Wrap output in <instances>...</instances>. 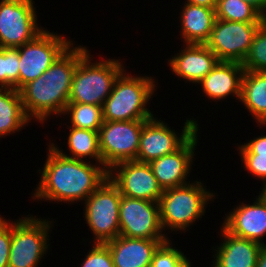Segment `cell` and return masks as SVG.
I'll return each mask as SVG.
<instances>
[{
  "mask_svg": "<svg viewBox=\"0 0 266 267\" xmlns=\"http://www.w3.org/2000/svg\"><path fill=\"white\" fill-rule=\"evenodd\" d=\"M34 198L59 202L86 200L107 178L109 170L60 154L51 144Z\"/></svg>",
  "mask_w": 266,
  "mask_h": 267,
  "instance_id": "cell-1",
  "label": "cell"
},
{
  "mask_svg": "<svg viewBox=\"0 0 266 267\" xmlns=\"http://www.w3.org/2000/svg\"><path fill=\"white\" fill-rule=\"evenodd\" d=\"M78 62L79 46L74 48L72 43L41 76L19 90L25 113L30 119L34 117L44 122L51 113H64Z\"/></svg>",
  "mask_w": 266,
  "mask_h": 267,
  "instance_id": "cell-2",
  "label": "cell"
},
{
  "mask_svg": "<svg viewBox=\"0 0 266 267\" xmlns=\"http://www.w3.org/2000/svg\"><path fill=\"white\" fill-rule=\"evenodd\" d=\"M88 53L87 48L79 46V62L73 73L68 103L103 106L124 66L115 59L91 63Z\"/></svg>",
  "mask_w": 266,
  "mask_h": 267,
  "instance_id": "cell-3",
  "label": "cell"
},
{
  "mask_svg": "<svg viewBox=\"0 0 266 267\" xmlns=\"http://www.w3.org/2000/svg\"><path fill=\"white\" fill-rule=\"evenodd\" d=\"M123 70L116 78L109 97L102 106L104 121L148 120L153 114L145 108L156 90L148 76L133 77Z\"/></svg>",
  "mask_w": 266,
  "mask_h": 267,
  "instance_id": "cell-4",
  "label": "cell"
},
{
  "mask_svg": "<svg viewBox=\"0 0 266 267\" xmlns=\"http://www.w3.org/2000/svg\"><path fill=\"white\" fill-rule=\"evenodd\" d=\"M212 197L213 193L199 181L165 189L158 202L162 229L185 230L196 219L202 218Z\"/></svg>",
  "mask_w": 266,
  "mask_h": 267,
  "instance_id": "cell-5",
  "label": "cell"
},
{
  "mask_svg": "<svg viewBox=\"0 0 266 267\" xmlns=\"http://www.w3.org/2000/svg\"><path fill=\"white\" fill-rule=\"evenodd\" d=\"M118 187L107 178L86 200L85 219L95 235V243H105L119 236Z\"/></svg>",
  "mask_w": 266,
  "mask_h": 267,
  "instance_id": "cell-6",
  "label": "cell"
},
{
  "mask_svg": "<svg viewBox=\"0 0 266 267\" xmlns=\"http://www.w3.org/2000/svg\"><path fill=\"white\" fill-rule=\"evenodd\" d=\"M50 222L30 216L12 223L8 267H38L48 250Z\"/></svg>",
  "mask_w": 266,
  "mask_h": 267,
  "instance_id": "cell-7",
  "label": "cell"
},
{
  "mask_svg": "<svg viewBox=\"0 0 266 267\" xmlns=\"http://www.w3.org/2000/svg\"><path fill=\"white\" fill-rule=\"evenodd\" d=\"M146 121L103 122L99 129V149L105 168L110 170L120 162L136 160L140 134Z\"/></svg>",
  "mask_w": 266,
  "mask_h": 267,
  "instance_id": "cell-8",
  "label": "cell"
},
{
  "mask_svg": "<svg viewBox=\"0 0 266 267\" xmlns=\"http://www.w3.org/2000/svg\"><path fill=\"white\" fill-rule=\"evenodd\" d=\"M262 22L216 19L206 46L219 61L243 63Z\"/></svg>",
  "mask_w": 266,
  "mask_h": 267,
  "instance_id": "cell-9",
  "label": "cell"
},
{
  "mask_svg": "<svg viewBox=\"0 0 266 267\" xmlns=\"http://www.w3.org/2000/svg\"><path fill=\"white\" fill-rule=\"evenodd\" d=\"M72 41L43 30L32 41L18 47L19 90L41 76Z\"/></svg>",
  "mask_w": 266,
  "mask_h": 267,
  "instance_id": "cell-10",
  "label": "cell"
},
{
  "mask_svg": "<svg viewBox=\"0 0 266 267\" xmlns=\"http://www.w3.org/2000/svg\"><path fill=\"white\" fill-rule=\"evenodd\" d=\"M35 13L33 0H1L0 48H18L40 34Z\"/></svg>",
  "mask_w": 266,
  "mask_h": 267,
  "instance_id": "cell-11",
  "label": "cell"
},
{
  "mask_svg": "<svg viewBox=\"0 0 266 267\" xmlns=\"http://www.w3.org/2000/svg\"><path fill=\"white\" fill-rule=\"evenodd\" d=\"M196 132H198L197 121L186 120L181 135H176L175 130H171L163 121L152 117L142 127L136 161L150 163L164 155L172 154Z\"/></svg>",
  "mask_w": 266,
  "mask_h": 267,
  "instance_id": "cell-12",
  "label": "cell"
},
{
  "mask_svg": "<svg viewBox=\"0 0 266 267\" xmlns=\"http://www.w3.org/2000/svg\"><path fill=\"white\" fill-rule=\"evenodd\" d=\"M119 235L129 238L168 239L162 234L159 203L121 195Z\"/></svg>",
  "mask_w": 266,
  "mask_h": 267,
  "instance_id": "cell-13",
  "label": "cell"
},
{
  "mask_svg": "<svg viewBox=\"0 0 266 267\" xmlns=\"http://www.w3.org/2000/svg\"><path fill=\"white\" fill-rule=\"evenodd\" d=\"M109 179L118 187L121 195L130 198L159 202L164 191L149 163L136 160L114 165L109 170Z\"/></svg>",
  "mask_w": 266,
  "mask_h": 267,
  "instance_id": "cell-14",
  "label": "cell"
},
{
  "mask_svg": "<svg viewBox=\"0 0 266 267\" xmlns=\"http://www.w3.org/2000/svg\"><path fill=\"white\" fill-rule=\"evenodd\" d=\"M252 205L241 204L226 216L222 227L230 234L263 246L266 235V200L259 195Z\"/></svg>",
  "mask_w": 266,
  "mask_h": 267,
  "instance_id": "cell-15",
  "label": "cell"
},
{
  "mask_svg": "<svg viewBox=\"0 0 266 267\" xmlns=\"http://www.w3.org/2000/svg\"><path fill=\"white\" fill-rule=\"evenodd\" d=\"M197 132L176 152L164 155L149 163L163 190L188 184L187 175L197 145Z\"/></svg>",
  "mask_w": 266,
  "mask_h": 267,
  "instance_id": "cell-16",
  "label": "cell"
},
{
  "mask_svg": "<svg viewBox=\"0 0 266 267\" xmlns=\"http://www.w3.org/2000/svg\"><path fill=\"white\" fill-rule=\"evenodd\" d=\"M168 239H145L117 236L105 242L115 267H151L154 252Z\"/></svg>",
  "mask_w": 266,
  "mask_h": 267,
  "instance_id": "cell-17",
  "label": "cell"
},
{
  "mask_svg": "<svg viewBox=\"0 0 266 267\" xmlns=\"http://www.w3.org/2000/svg\"><path fill=\"white\" fill-rule=\"evenodd\" d=\"M187 47L172 57L170 68L175 75L192 83H199L219 62L205 44H186Z\"/></svg>",
  "mask_w": 266,
  "mask_h": 267,
  "instance_id": "cell-18",
  "label": "cell"
},
{
  "mask_svg": "<svg viewBox=\"0 0 266 267\" xmlns=\"http://www.w3.org/2000/svg\"><path fill=\"white\" fill-rule=\"evenodd\" d=\"M244 71L241 63L219 61L198 84L212 100L224 99L230 94L240 99Z\"/></svg>",
  "mask_w": 266,
  "mask_h": 267,
  "instance_id": "cell-19",
  "label": "cell"
},
{
  "mask_svg": "<svg viewBox=\"0 0 266 267\" xmlns=\"http://www.w3.org/2000/svg\"><path fill=\"white\" fill-rule=\"evenodd\" d=\"M224 242L217 248L213 267H256L263 245L249 239L236 237L221 229Z\"/></svg>",
  "mask_w": 266,
  "mask_h": 267,
  "instance_id": "cell-20",
  "label": "cell"
},
{
  "mask_svg": "<svg viewBox=\"0 0 266 267\" xmlns=\"http://www.w3.org/2000/svg\"><path fill=\"white\" fill-rule=\"evenodd\" d=\"M180 19V32L185 44H206L216 21V11L185 3Z\"/></svg>",
  "mask_w": 266,
  "mask_h": 267,
  "instance_id": "cell-21",
  "label": "cell"
},
{
  "mask_svg": "<svg viewBox=\"0 0 266 267\" xmlns=\"http://www.w3.org/2000/svg\"><path fill=\"white\" fill-rule=\"evenodd\" d=\"M239 100L260 125L266 124V72L244 71Z\"/></svg>",
  "mask_w": 266,
  "mask_h": 267,
  "instance_id": "cell-22",
  "label": "cell"
},
{
  "mask_svg": "<svg viewBox=\"0 0 266 267\" xmlns=\"http://www.w3.org/2000/svg\"><path fill=\"white\" fill-rule=\"evenodd\" d=\"M29 120L23 107L20 91L0 88V137L20 131Z\"/></svg>",
  "mask_w": 266,
  "mask_h": 267,
  "instance_id": "cell-23",
  "label": "cell"
},
{
  "mask_svg": "<svg viewBox=\"0 0 266 267\" xmlns=\"http://www.w3.org/2000/svg\"><path fill=\"white\" fill-rule=\"evenodd\" d=\"M67 143L69 147L68 149L72 153V156H68L67 154L63 153L62 150L60 151L59 147L53 143L52 146L63 156L77 160L93 157L96 159V163H99V166L101 164V167H104V165H102L101 153L99 149L98 131L71 127Z\"/></svg>",
  "mask_w": 266,
  "mask_h": 267,
  "instance_id": "cell-24",
  "label": "cell"
},
{
  "mask_svg": "<svg viewBox=\"0 0 266 267\" xmlns=\"http://www.w3.org/2000/svg\"><path fill=\"white\" fill-rule=\"evenodd\" d=\"M70 114L71 126L78 129H88L98 131L102 126L103 112L102 106L83 104V103H68L64 114Z\"/></svg>",
  "mask_w": 266,
  "mask_h": 267,
  "instance_id": "cell-25",
  "label": "cell"
},
{
  "mask_svg": "<svg viewBox=\"0 0 266 267\" xmlns=\"http://www.w3.org/2000/svg\"><path fill=\"white\" fill-rule=\"evenodd\" d=\"M216 19L237 22H262L264 17L244 0H217Z\"/></svg>",
  "mask_w": 266,
  "mask_h": 267,
  "instance_id": "cell-26",
  "label": "cell"
},
{
  "mask_svg": "<svg viewBox=\"0 0 266 267\" xmlns=\"http://www.w3.org/2000/svg\"><path fill=\"white\" fill-rule=\"evenodd\" d=\"M0 86L19 90L18 48H0Z\"/></svg>",
  "mask_w": 266,
  "mask_h": 267,
  "instance_id": "cell-27",
  "label": "cell"
},
{
  "mask_svg": "<svg viewBox=\"0 0 266 267\" xmlns=\"http://www.w3.org/2000/svg\"><path fill=\"white\" fill-rule=\"evenodd\" d=\"M245 71L266 72V18L263 19L242 63Z\"/></svg>",
  "mask_w": 266,
  "mask_h": 267,
  "instance_id": "cell-28",
  "label": "cell"
},
{
  "mask_svg": "<svg viewBox=\"0 0 266 267\" xmlns=\"http://www.w3.org/2000/svg\"><path fill=\"white\" fill-rule=\"evenodd\" d=\"M168 240L154 252L151 267H191V262L178 249L173 248Z\"/></svg>",
  "mask_w": 266,
  "mask_h": 267,
  "instance_id": "cell-29",
  "label": "cell"
},
{
  "mask_svg": "<svg viewBox=\"0 0 266 267\" xmlns=\"http://www.w3.org/2000/svg\"><path fill=\"white\" fill-rule=\"evenodd\" d=\"M84 259L81 267H115L108 246L105 243H95Z\"/></svg>",
  "mask_w": 266,
  "mask_h": 267,
  "instance_id": "cell-30",
  "label": "cell"
},
{
  "mask_svg": "<svg viewBox=\"0 0 266 267\" xmlns=\"http://www.w3.org/2000/svg\"><path fill=\"white\" fill-rule=\"evenodd\" d=\"M12 240V222L0 217V267H8Z\"/></svg>",
  "mask_w": 266,
  "mask_h": 267,
  "instance_id": "cell-31",
  "label": "cell"
},
{
  "mask_svg": "<svg viewBox=\"0 0 266 267\" xmlns=\"http://www.w3.org/2000/svg\"><path fill=\"white\" fill-rule=\"evenodd\" d=\"M244 168L266 183V156L254 153H240Z\"/></svg>",
  "mask_w": 266,
  "mask_h": 267,
  "instance_id": "cell-32",
  "label": "cell"
},
{
  "mask_svg": "<svg viewBox=\"0 0 266 267\" xmlns=\"http://www.w3.org/2000/svg\"><path fill=\"white\" fill-rule=\"evenodd\" d=\"M240 153H254L266 156V135H261L253 140H250L246 144L238 147Z\"/></svg>",
  "mask_w": 266,
  "mask_h": 267,
  "instance_id": "cell-33",
  "label": "cell"
},
{
  "mask_svg": "<svg viewBox=\"0 0 266 267\" xmlns=\"http://www.w3.org/2000/svg\"><path fill=\"white\" fill-rule=\"evenodd\" d=\"M252 5L264 18H266V0H244Z\"/></svg>",
  "mask_w": 266,
  "mask_h": 267,
  "instance_id": "cell-34",
  "label": "cell"
},
{
  "mask_svg": "<svg viewBox=\"0 0 266 267\" xmlns=\"http://www.w3.org/2000/svg\"><path fill=\"white\" fill-rule=\"evenodd\" d=\"M187 3L213 9L217 7V0H187Z\"/></svg>",
  "mask_w": 266,
  "mask_h": 267,
  "instance_id": "cell-35",
  "label": "cell"
},
{
  "mask_svg": "<svg viewBox=\"0 0 266 267\" xmlns=\"http://www.w3.org/2000/svg\"><path fill=\"white\" fill-rule=\"evenodd\" d=\"M256 267H266V246H263V248L260 250Z\"/></svg>",
  "mask_w": 266,
  "mask_h": 267,
  "instance_id": "cell-36",
  "label": "cell"
},
{
  "mask_svg": "<svg viewBox=\"0 0 266 267\" xmlns=\"http://www.w3.org/2000/svg\"><path fill=\"white\" fill-rule=\"evenodd\" d=\"M260 195L266 200V183H264L263 189Z\"/></svg>",
  "mask_w": 266,
  "mask_h": 267,
  "instance_id": "cell-37",
  "label": "cell"
}]
</instances>
